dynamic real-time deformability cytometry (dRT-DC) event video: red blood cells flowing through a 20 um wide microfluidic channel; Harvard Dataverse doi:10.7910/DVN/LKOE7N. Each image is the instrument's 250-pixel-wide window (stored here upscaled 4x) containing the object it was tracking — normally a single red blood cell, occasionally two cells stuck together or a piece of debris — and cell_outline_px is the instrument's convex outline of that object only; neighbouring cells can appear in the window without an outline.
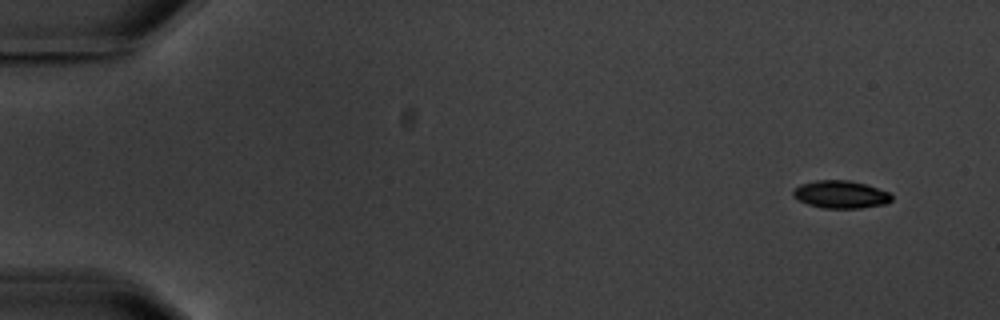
{"species": "common noctule bat (a hibernating species)", "species_latin": "Nyctalus noctula", "temperature_condition": "warm", "stored_images_in_passage": 5, "camera_frame_rate_fps": 3000, "um_per_image_px": 0.085, "animal": {"sex": "male", "body_mass_g": 20.1, "forearm_length_mm": 53.5}, "frame": {"image": 1, "passage_image": 1, "time_ms": 0.0, "image_size_px": [1000, 320], "cell_outline_px": [[892, 200], [884, 204], [860, 208], [824, 208], [808, 204], [792, 196], [792, 192], [800, 184], [816, 180], [848, 180], [864, 184], [888, 192], [892, 196]], "centroid_in_image_um": [71.44, 16.53], "position_along_channel_um": 13.6, "area_um2": 15.66}}
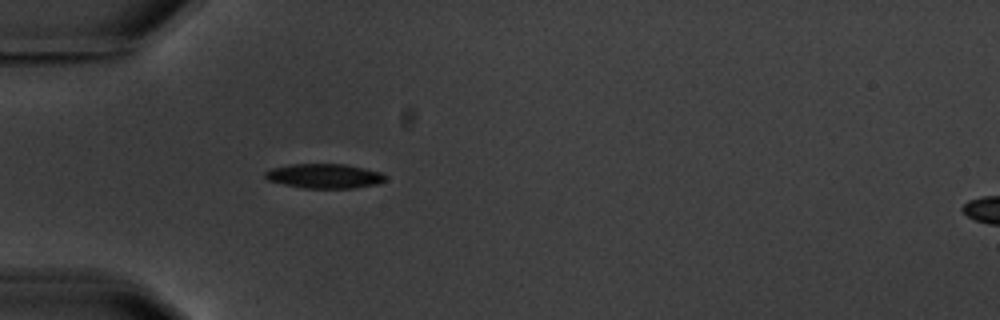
{"frame": {"image": 2, "passage_image": 5, "time_ms": 4.667, "image_size_px": [1000, 320], "cell_outline_px": [[388, 180], [380, 184], [356, 188], [304, 188], [284, 184], [268, 180], [264, 176], [264, 172], [272, 168], [292, 164], [344, 164], [364, 168], [380, 172]], "centroid_in_image_um": [27.6, 14.97], "position_along_channel_um": 57.4, "area_um2": 17.22}}